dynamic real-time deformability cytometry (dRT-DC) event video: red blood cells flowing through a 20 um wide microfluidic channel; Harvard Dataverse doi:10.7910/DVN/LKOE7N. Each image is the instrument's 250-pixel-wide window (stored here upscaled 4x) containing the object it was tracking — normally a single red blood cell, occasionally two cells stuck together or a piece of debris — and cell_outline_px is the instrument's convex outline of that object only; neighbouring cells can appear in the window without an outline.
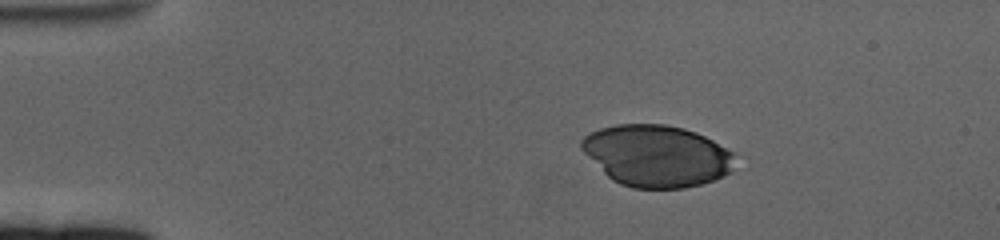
{"species": "human", "species_latin": "Homo sapiens", "temperature_condition": "cold", "stored_images_in_passage": 51, "camera_frame_rate_fps": 3000, "um_per_image_px": 0.085, "donor": {"sex": "female"}, "frame": {"image": 1, "passage_image": 1, "time_ms": 0.0, "image_size_px": [1000, 240], "cell_outline_px": [[732, 172], [724, 176], [700, 184], [684, 188], [632, 188], [620, 184], [612, 180], [580, 148], [580, 140], [584, 136], [600, 128], [616, 124], [664, 124], [684, 128], [696, 132], [712, 140], [732, 152]], "centroid_in_image_um": [55.79, 13.24], "position_along_channel_um": 29.2, "area_um2": 54.85}}